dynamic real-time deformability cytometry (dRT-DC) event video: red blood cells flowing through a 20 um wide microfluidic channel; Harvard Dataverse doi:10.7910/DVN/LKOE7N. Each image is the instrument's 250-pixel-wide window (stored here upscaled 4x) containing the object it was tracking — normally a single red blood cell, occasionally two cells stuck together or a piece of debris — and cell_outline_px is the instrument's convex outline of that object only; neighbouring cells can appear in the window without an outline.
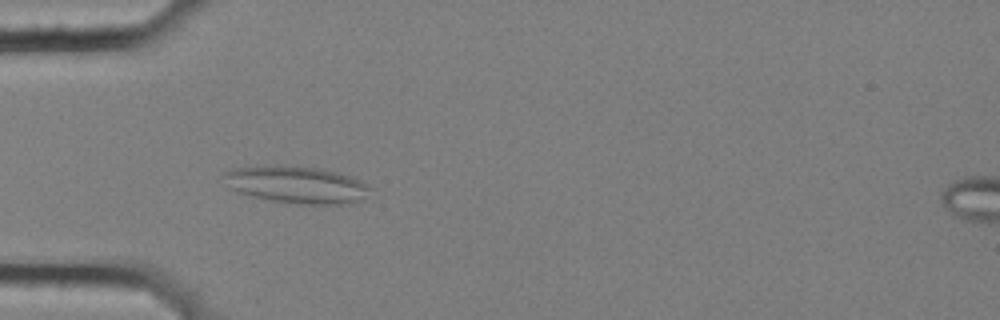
{"species": "common noctule bat (a hibernating species)", "species_latin": "Nyctalus noctula", "temperature_condition": "cold", "stored_images_in_passage": 4, "camera_frame_rate_fps": 3000, "um_per_image_px": 0.085, "animal": {"sex": "female", "body_mass_g": 25.1}, "frame": {"image": 1, "passage_image": 4, "time_ms": 1.0, "image_size_px": [1000, 320], "cell_outline_px": [[372, 188], [360, 200], [348, 204], [300, 204], [272, 200], [240, 192], [232, 188], [220, 176], [224, 172], [232, 168], [276, 164], [284, 164], [320, 168], [352, 176], [368, 184]], "centroid_in_image_um": [25.22, 15.66], "position_along_channel_um": 59.8, "area_um2": 31.79}}